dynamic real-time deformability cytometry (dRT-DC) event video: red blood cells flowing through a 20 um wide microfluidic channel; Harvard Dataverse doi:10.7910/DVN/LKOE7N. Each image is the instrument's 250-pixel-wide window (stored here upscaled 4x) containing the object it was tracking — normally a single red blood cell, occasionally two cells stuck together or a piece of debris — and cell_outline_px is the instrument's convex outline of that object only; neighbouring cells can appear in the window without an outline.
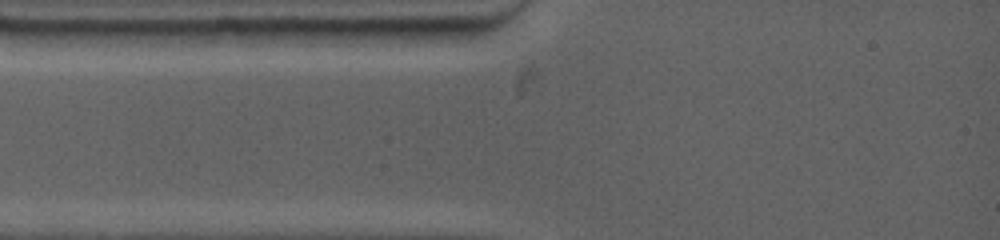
{"species": "common noctule bat (a hibernating species)", "species_latin": "Nyctalus noctula", "temperature_condition": "warm", "stored_images_in_passage": 1, "camera_frame_rate_fps": 4500, "um_per_image_px": 0.085, "animal": {"sex": "female", "body_mass_g": 19.0, "forearm_length_mm": 53.3}, "frame": {"image": 1, "passage_image": 1, "time_ms": 0.0, "image_size_px": [1000, 240], "cell_outline_px": [[188, 32], [180, 44], [160, 48], [96, 48], [92, 32], [148, 28]], "centroid_in_image_um": [11.74, 3.27], "position_along_channel_um": 73.3, "area_um2": 11.39}}